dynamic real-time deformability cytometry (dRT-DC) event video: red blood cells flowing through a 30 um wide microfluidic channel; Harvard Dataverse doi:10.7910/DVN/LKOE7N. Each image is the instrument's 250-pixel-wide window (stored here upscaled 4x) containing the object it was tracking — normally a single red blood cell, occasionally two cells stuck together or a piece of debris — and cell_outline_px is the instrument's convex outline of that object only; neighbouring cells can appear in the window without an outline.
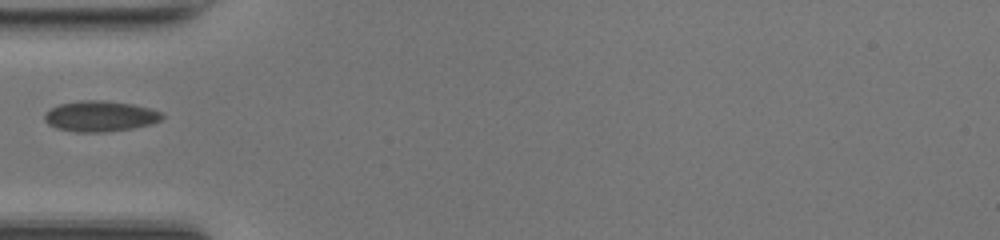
{"species": "common noctule bat (a hibernating species)", "species_latin": "Nyctalus noctula", "temperature_condition": "room temperature", "stored_images_in_passage": 34, "camera_frame_rate_fps": 3000, "um_per_image_px": 0.085, "animal": {"sex": "female", "body_mass_g": 17.0, "forearm_length_mm": 48.0}, "frame": {"image": 1, "passage_image": 1, "time_ms": 0.0, "image_size_px": [1000, 240], "cell_outline_px": [[164, 116], [160, 120], [152, 124], [132, 128], [104, 132], [76, 132], [56, 128], [48, 124], [44, 120], [44, 116], [52, 108], [60, 104], [80, 100], [100, 100], [132, 104], [164, 112]], "centroid_in_image_um": [8.53, 9.88], "position_along_channel_um": 76.5, "area_um2": 20.92}}
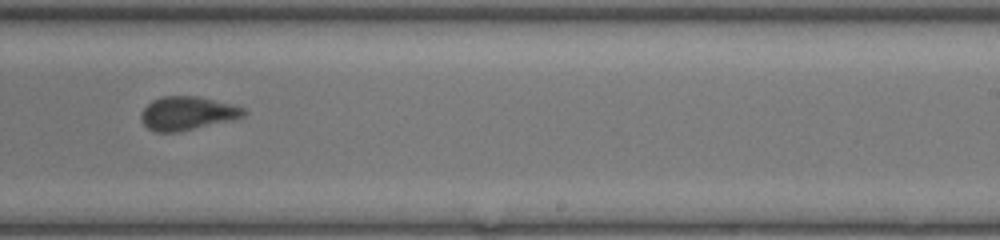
{"frame": {"image": 2, "passage_image": 15, "time_ms": 4.667, "image_size_px": [1000, 240], "cell_outline_px": [[248, 112], [244, 116], [232, 120], [180, 132], [156, 132], [148, 128], [140, 120], [140, 112], [152, 100], [164, 96], [200, 96], [244, 108]], "centroid_in_image_um": [15.91, 9.64], "position_along_channel_um": 273.1, "area_um2": 20.17}}
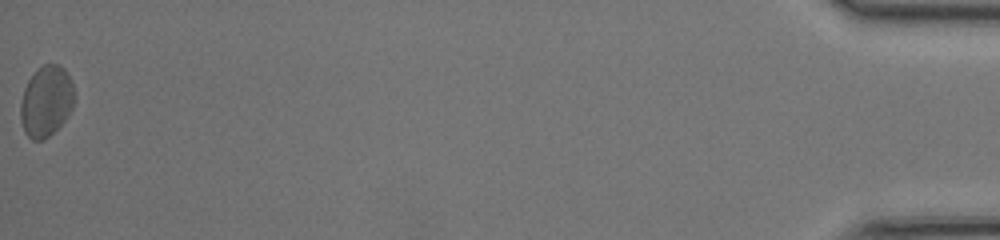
{"frame": {"image": 3, "passage_image": 34, "time_ms": 11.0, "image_size_px": [1000, 240], "cell_outline_px": [[76, 96], [72, 108], [68, 116], [44, 140], [32, 140], [24, 132], [20, 120], [20, 104], [24, 88], [28, 80], [44, 64], [60, 64], [64, 68], [72, 80]], "centroid_in_image_um": [3.94, 8.6], "position_along_channel_um": 431.3, "area_um2": 22.37}}